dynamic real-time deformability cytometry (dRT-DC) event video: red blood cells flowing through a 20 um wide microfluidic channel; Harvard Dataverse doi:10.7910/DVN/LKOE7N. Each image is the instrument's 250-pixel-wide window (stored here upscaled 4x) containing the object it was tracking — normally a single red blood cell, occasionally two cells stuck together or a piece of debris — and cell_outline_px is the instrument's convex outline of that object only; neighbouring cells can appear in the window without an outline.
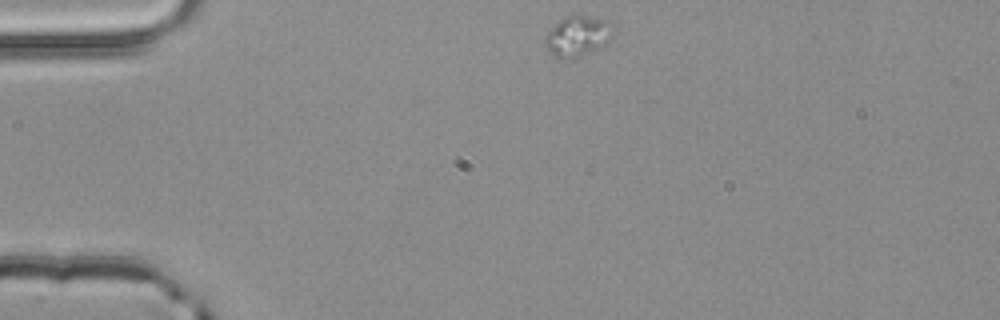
{"species": "common noctule bat (a hibernating species)", "species_latin": "Nyctalus noctula", "temperature_condition": "room temperature", "stored_images_in_passage": 7, "camera_frame_rate_fps": 3000, "um_per_image_px": 0.085, "animal": {"sex": "male", "body_mass_g": 20.4}, "frame": {"image": 1, "passage_image": 1, "time_ms": 0.0, "image_size_px": [1000, 320], "cell_outline_px": [[616, 28], [612, 36], [604, 44], [588, 52], [576, 56], [556, 56], [544, 44], [544, 36], [564, 16], [584, 16], [604, 20]], "centroid_in_image_um": [49.11, 3.02], "position_along_channel_um": 35.9, "area_um2": 15.14}}